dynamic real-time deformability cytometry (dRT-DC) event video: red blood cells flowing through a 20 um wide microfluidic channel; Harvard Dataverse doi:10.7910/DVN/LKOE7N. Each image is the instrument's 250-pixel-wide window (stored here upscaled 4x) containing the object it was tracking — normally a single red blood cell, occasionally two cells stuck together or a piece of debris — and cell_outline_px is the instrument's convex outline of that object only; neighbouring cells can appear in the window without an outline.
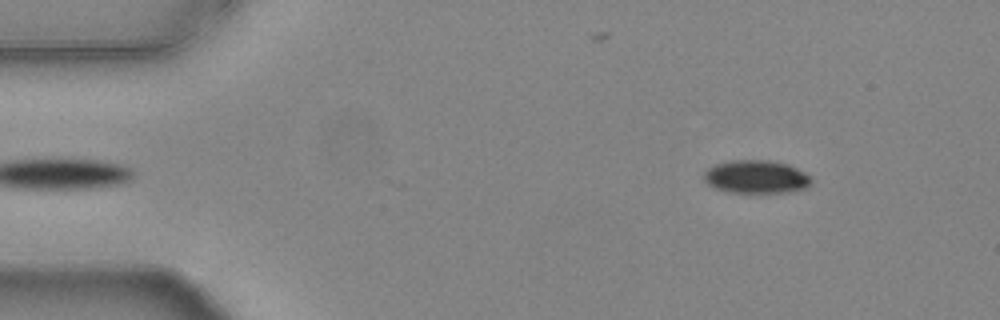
{"species": "common noctule bat (a hibernating species)", "species_latin": "Nyctalus noctula", "temperature_condition": "warm", "stored_images_in_passage": 48, "camera_frame_rate_fps": 3000, "um_per_image_px": 0.085, "animal": {"sex": "female", "body_mass_g": 24.6, "forearm_length_mm": 56.2}, "frame": {"image": 1, "passage_image": 1, "time_ms": 0.0, "image_size_px": [1000, 320], "cell_outline_px": [[812, 184], [808, 188], [788, 192], [732, 192], [716, 188], [708, 184], [704, 180], [704, 172], [708, 168], [716, 164], [728, 160], [768, 160], [788, 164], [804, 172], [812, 180]], "centroid_in_image_um": [64.29, 15.02], "position_along_channel_um": 20.7, "area_um2": 20.69}}
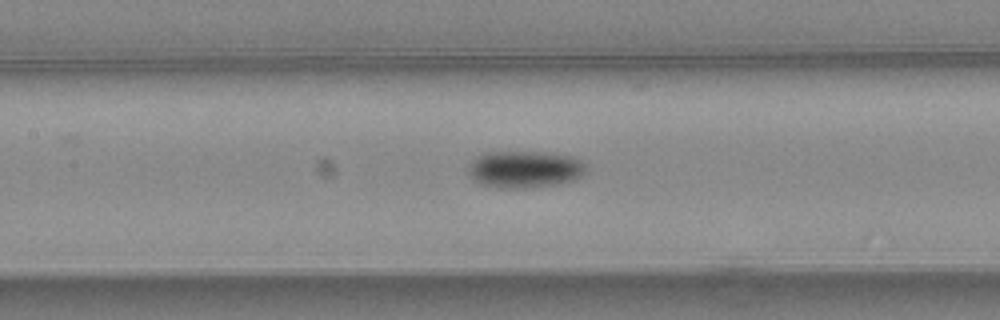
{"frame": {"image": 2, "passage_image": 19, "time_ms": 6.0, "image_size_px": [1000, 320], "cell_outline_px": [[588, 168], [580, 176], [572, 180], [560, 184], [524, 188], [500, 188], [480, 184], [472, 180], [468, 172], [468, 168], [472, 160], [476, 156], [488, 152], [540, 152], [572, 156], [580, 160]], "centroid_in_image_um": [44.57, 14.4], "position_along_channel_um": 162.8, "area_um2": 25.49}}
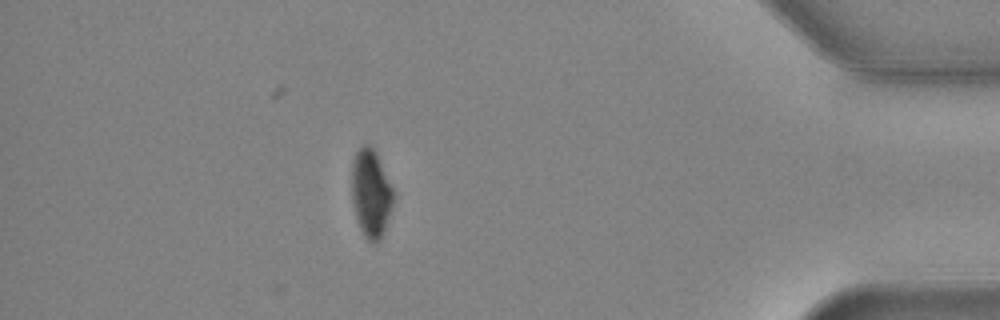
{"frame": {"image": 3, "passage_image": 42, "time_ms": 13.667, "image_size_px": [1000, 320], "cell_outline_px": [[396, 196], [392, 208], [380, 240], [368, 240], [364, 236], [360, 228], [356, 216], [352, 200], [352, 164], [356, 152], [360, 144], [368, 144], [376, 152]], "centroid_in_image_um": [31.54, 16.39], "position_along_channel_um": 403.7, "area_um2": 21.21}, "authors_computed_cell_mechanics": {"area_um2": 22.9466, "velocity_mm_per_s": 3.7813, "shape_relaxation_time_tau1_ms": 2.8006, "shape_relaxation_time_tau2_ms": null, "deformation_change_tau1": 0.1245, "deformation_change_tau2": null}}